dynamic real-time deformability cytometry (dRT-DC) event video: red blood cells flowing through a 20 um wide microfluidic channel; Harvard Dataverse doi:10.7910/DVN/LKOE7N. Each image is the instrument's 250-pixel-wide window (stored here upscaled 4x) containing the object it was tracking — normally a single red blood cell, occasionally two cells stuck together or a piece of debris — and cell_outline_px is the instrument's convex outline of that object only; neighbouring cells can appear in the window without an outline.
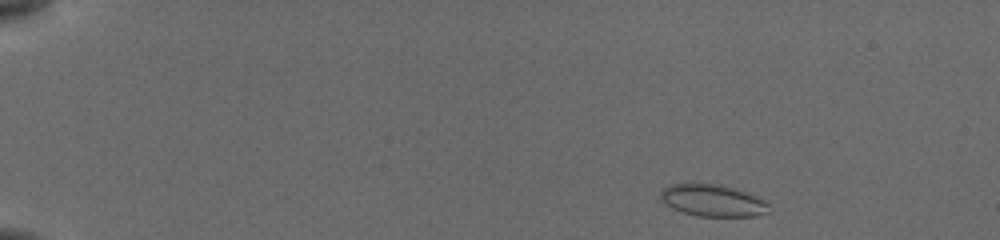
{"species": "common noctule bat (a hibernating species)", "species_latin": "Nyctalus noctula", "temperature_condition": "cold", "stored_images_in_passage": 14, "camera_frame_rate_fps": 3000, "um_per_image_px": 0.085, "animal": {"sex": "female", "body_mass_g": 19.5, "forearm_length_mm": 54.1}, "frame": {"image": 1, "passage_image": 1, "time_ms": 0.0, "image_size_px": [1000, 240], "cell_outline_px": [[768, 212], [756, 216], [696, 216], [672, 208], [664, 204], [660, 200], [660, 192], [668, 184], [720, 184], [744, 192], [764, 200], [768, 204]], "centroid_in_image_um": [60.52, 17.05], "position_along_channel_um": 24.5, "area_um2": 19.94}}
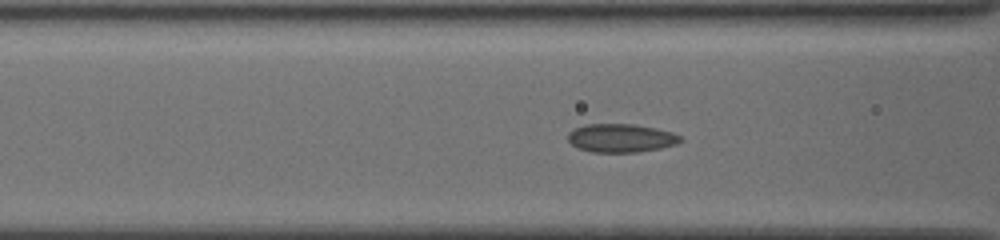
{"frame": {"image": 2, "passage_image": 11, "time_ms": 5.333, "image_size_px": [1000, 240], "cell_outline_px": [[684, 140], [676, 144], [660, 148], [636, 152], [592, 152], [580, 148], [572, 144], [568, 140], [568, 132], [576, 128], [588, 124], [632, 124], [656, 128], [672, 132], [680, 136]], "centroid_in_image_um": [52.8, 11.73], "position_along_channel_um": 113.8, "area_um2": 18.5}}
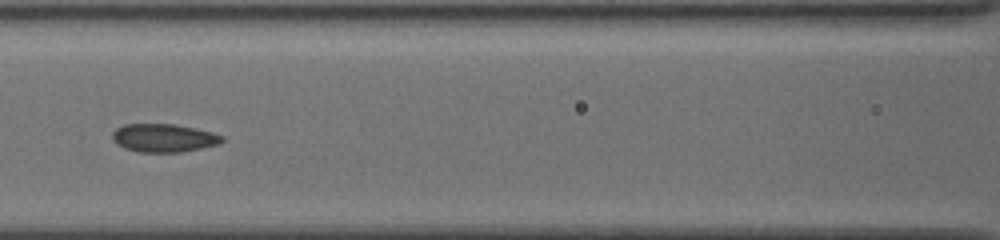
{"frame": {"image": 3, "passage_image": 12, "time_ms": 6.333, "image_size_px": [1000, 240], "cell_outline_px": [[224, 140], [220, 144], [180, 152], [136, 152], [124, 148], [116, 144], [112, 140], [112, 132], [116, 128], [124, 124], [176, 124], [196, 128], [212, 132], [224, 136]], "centroid_in_image_um": [13.9, 11.72], "position_along_channel_um": 152.7, "area_um2": 18.26}}